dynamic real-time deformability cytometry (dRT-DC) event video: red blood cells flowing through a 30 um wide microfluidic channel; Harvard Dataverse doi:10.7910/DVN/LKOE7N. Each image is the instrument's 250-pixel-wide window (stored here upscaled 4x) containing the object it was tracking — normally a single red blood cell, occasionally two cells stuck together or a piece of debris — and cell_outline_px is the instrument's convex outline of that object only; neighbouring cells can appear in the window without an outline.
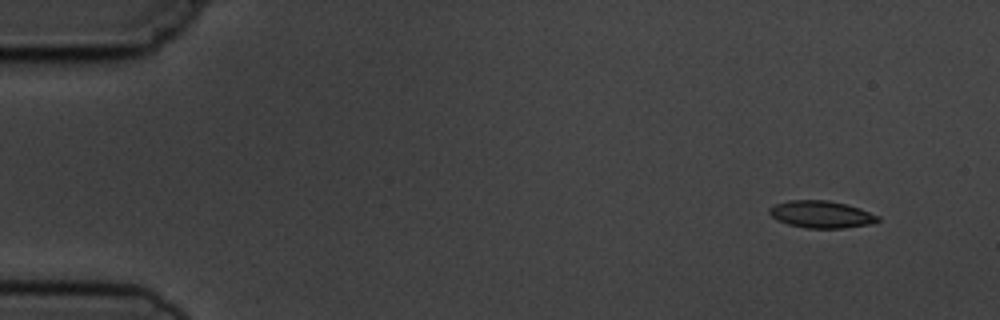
{"species": "common noctule bat (a hibernating species)", "species_latin": "Nyctalus noctula", "temperature_condition": "cold", "stored_images_in_passage": 9, "camera_frame_rate_fps": 3000, "um_per_image_px": 0.085, "animal": {"sex": "male", "body_mass_g": 19.5, "forearm_length_mm": 54.6}, "frame": {"image": 1, "passage_image": 1, "time_ms": 0.0, "image_size_px": [1000, 320], "cell_outline_px": [[880, 220], [872, 224], [844, 228], [804, 228], [788, 224], [776, 220], [768, 212], [768, 208], [776, 204], [788, 200], [828, 200], [860, 208], [880, 216]], "centroid_in_image_um": [69.81, 18.22], "position_along_channel_um": 15.2, "area_um2": 17.28}}
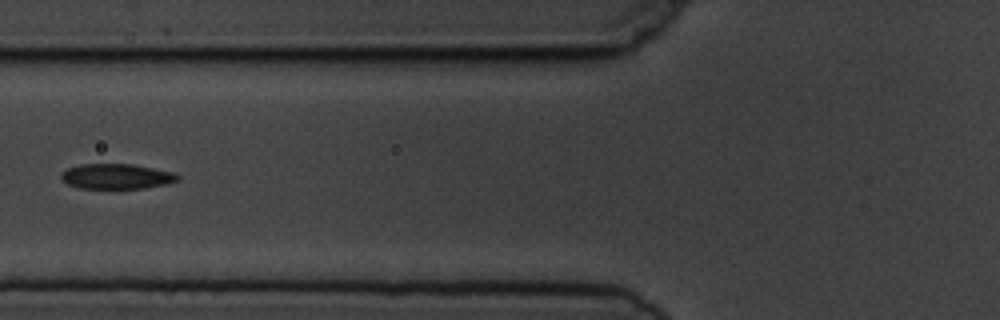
{"frame": {"image": 2, "passage_image": 6, "time_ms": 5.667, "image_size_px": [1000, 320], "cell_outline_px": [[180, 180], [168, 184], [144, 188], [80, 188], [68, 184], [60, 180], [60, 172], [68, 168], [80, 164], [132, 164], [172, 172], [180, 176]], "centroid_in_image_um": [9.88, 14.99], "position_along_channel_um": 115.9, "area_um2": 17.17}}
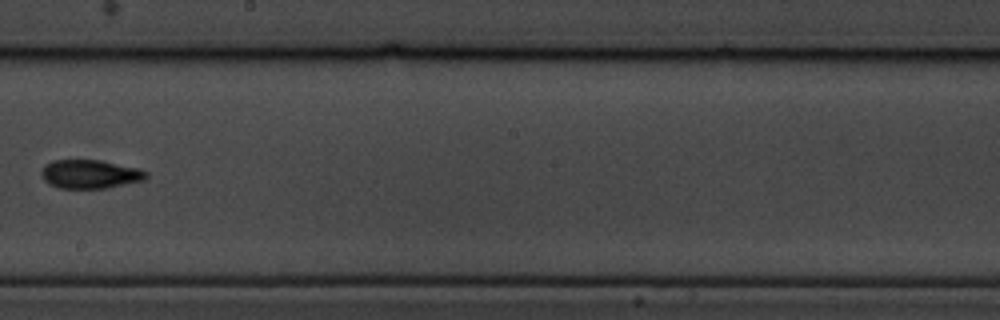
{"frame": {"image": 3, "passage_image": 9, "time_ms": 9.0, "image_size_px": [1000, 320], "cell_outline_px": [[148, 176], [144, 180], [108, 188], [60, 188], [48, 184], [44, 180], [40, 172], [44, 164], [52, 160], [100, 160], [136, 168], [148, 172]], "centroid_in_image_um": [7.62, 14.8], "position_along_channel_um": 240.6, "area_um2": 17.57}}